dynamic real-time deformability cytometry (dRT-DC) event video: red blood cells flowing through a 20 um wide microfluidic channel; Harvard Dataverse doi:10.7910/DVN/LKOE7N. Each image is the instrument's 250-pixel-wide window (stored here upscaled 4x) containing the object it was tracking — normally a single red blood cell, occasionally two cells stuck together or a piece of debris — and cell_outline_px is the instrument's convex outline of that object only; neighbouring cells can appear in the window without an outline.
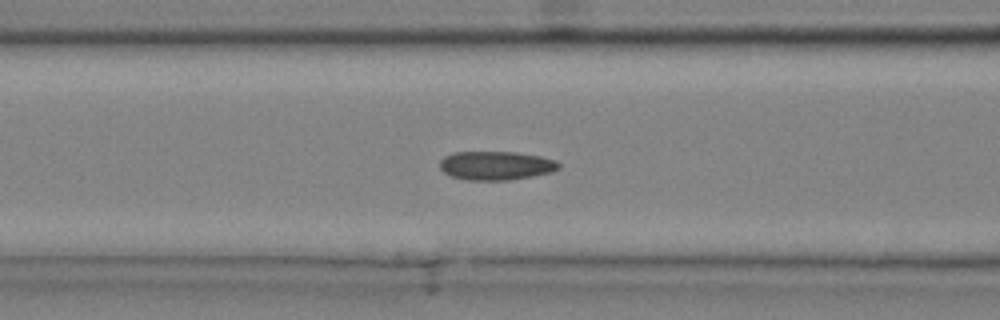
{"species": "common noctule bat (a hibernating species)", "species_latin": "Nyctalus noctula", "temperature_condition": "cold", "stored_images_in_passage": 31, "camera_frame_rate_fps": 3000, "um_per_image_px": 0.085, "animal": {"sex": "male", "body_mass_g": 20.4}, "frame": {"image": 1, "passage_image": 5, "time_ms": 1.333, "image_size_px": [1000, 320], "cell_outline_px": [[560, 168], [552, 172], [532, 176], [508, 180], [468, 180], [452, 176], [444, 172], [440, 168], [440, 160], [444, 156], [452, 152], [516, 152], [540, 156], [556, 160], [560, 164]], "centroid_in_image_um": [42.16, 14.07], "position_along_channel_um": 124.4, "area_um2": 20.0}}